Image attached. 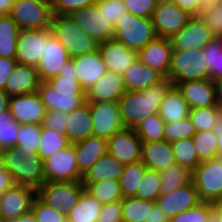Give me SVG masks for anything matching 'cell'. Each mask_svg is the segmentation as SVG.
Returning a JSON list of instances; mask_svg holds the SVG:
<instances>
[{"label":"cell","instance_id":"cell-1","mask_svg":"<svg viewBox=\"0 0 222 222\" xmlns=\"http://www.w3.org/2000/svg\"><path fill=\"white\" fill-rule=\"evenodd\" d=\"M37 92L47 111L69 113L86 103V91L78 81L71 58L60 69L57 77L41 81Z\"/></svg>","mask_w":222,"mask_h":222},{"label":"cell","instance_id":"cell-2","mask_svg":"<svg viewBox=\"0 0 222 222\" xmlns=\"http://www.w3.org/2000/svg\"><path fill=\"white\" fill-rule=\"evenodd\" d=\"M172 85L164 78L160 83L142 91H126L118 100L124 128L135 129L142 120L158 113L160 104Z\"/></svg>","mask_w":222,"mask_h":222},{"label":"cell","instance_id":"cell-3","mask_svg":"<svg viewBox=\"0 0 222 222\" xmlns=\"http://www.w3.org/2000/svg\"><path fill=\"white\" fill-rule=\"evenodd\" d=\"M0 162L13 176L17 185L28 186L36 191L46 181L43 160L38 153L24 156L16 145L4 149Z\"/></svg>","mask_w":222,"mask_h":222},{"label":"cell","instance_id":"cell-4","mask_svg":"<svg viewBox=\"0 0 222 222\" xmlns=\"http://www.w3.org/2000/svg\"><path fill=\"white\" fill-rule=\"evenodd\" d=\"M51 31L68 50L71 58L99 50L100 43L85 33L69 14L53 15Z\"/></svg>","mask_w":222,"mask_h":222},{"label":"cell","instance_id":"cell-5","mask_svg":"<svg viewBox=\"0 0 222 222\" xmlns=\"http://www.w3.org/2000/svg\"><path fill=\"white\" fill-rule=\"evenodd\" d=\"M166 78L174 86L188 81L209 79L210 75L202 49L172 51L170 68Z\"/></svg>","mask_w":222,"mask_h":222},{"label":"cell","instance_id":"cell-6","mask_svg":"<svg viewBox=\"0 0 222 222\" xmlns=\"http://www.w3.org/2000/svg\"><path fill=\"white\" fill-rule=\"evenodd\" d=\"M156 37L151 18L137 17L130 12L120 17L114 26V38L137 52Z\"/></svg>","mask_w":222,"mask_h":222},{"label":"cell","instance_id":"cell-7","mask_svg":"<svg viewBox=\"0 0 222 222\" xmlns=\"http://www.w3.org/2000/svg\"><path fill=\"white\" fill-rule=\"evenodd\" d=\"M84 190L85 186L81 181H45L37 190V196L45 204L67 216Z\"/></svg>","mask_w":222,"mask_h":222},{"label":"cell","instance_id":"cell-8","mask_svg":"<svg viewBox=\"0 0 222 222\" xmlns=\"http://www.w3.org/2000/svg\"><path fill=\"white\" fill-rule=\"evenodd\" d=\"M192 182L201 202H222V158L201 162L193 171Z\"/></svg>","mask_w":222,"mask_h":222},{"label":"cell","instance_id":"cell-9","mask_svg":"<svg viewBox=\"0 0 222 222\" xmlns=\"http://www.w3.org/2000/svg\"><path fill=\"white\" fill-rule=\"evenodd\" d=\"M43 172L46 181H82V175L76 161L75 145L69 144L43 160Z\"/></svg>","mask_w":222,"mask_h":222},{"label":"cell","instance_id":"cell-10","mask_svg":"<svg viewBox=\"0 0 222 222\" xmlns=\"http://www.w3.org/2000/svg\"><path fill=\"white\" fill-rule=\"evenodd\" d=\"M9 16L20 30L51 29L52 10L35 0H15Z\"/></svg>","mask_w":222,"mask_h":222},{"label":"cell","instance_id":"cell-11","mask_svg":"<svg viewBox=\"0 0 222 222\" xmlns=\"http://www.w3.org/2000/svg\"><path fill=\"white\" fill-rule=\"evenodd\" d=\"M191 15L169 0H158L152 14V23L157 37L170 38L188 22Z\"/></svg>","mask_w":222,"mask_h":222},{"label":"cell","instance_id":"cell-12","mask_svg":"<svg viewBox=\"0 0 222 222\" xmlns=\"http://www.w3.org/2000/svg\"><path fill=\"white\" fill-rule=\"evenodd\" d=\"M52 34L51 29L20 30L16 44L17 63L37 67L44 55L45 41Z\"/></svg>","mask_w":222,"mask_h":222},{"label":"cell","instance_id":"cell-13","mask_svg":"<svg viewBox=\"0 0 222 222\" xmlns=\"http://www.w3.org/2000/svg\"><path fill=\"white\" fill-rule=\"evenodd\" d=\"M94 136L110 139L124 129L118 101L90 103Z\"/></svg>","mask_w":222,"mask_h":222},{"label":"cell","instance_id":"cell-14","mask_svg":"<svg viewBox=\"0 0 222 222\" xmlns=\"http://www.w3.org/2000/svg\"><path fill=\"white\" fill-rule=\"evenodd\" d=\"M214 36L199 15L191 16L187 24L169 38L172 51L203 49Z\"/></svg>","mask_w":222,"mask_h":222},{"label":"cell","instance_id":"cell-15","mask_svg":"<svg viewBox=\"0 0 222 222\" xmlns=\"http://www.w3.org/2000/svg\"><path fill=\"white\" fill-rule=\"evenodd\" d=\"M90 37L99 43L114 38V26L107 22L99 7L95 4L75 10L69 14Z\"/></svg>","mask_w":222,"mask_h":222},{"label":"cell","instance_id":"cell-16","mask_svg":"<svg viewBox=\"0 0 222 222\" xmlns=\"http://www.w3.org/2000/svg\"><path fill=\"white\" fill-rule=\"evenodd\" d=\"M9 111L14 120L20 125H42L47 112L45 105L41 102L38 92L11 96Z\"/></svg>","mask_w":222,"mask_h":222},{"label":"cell","instance_id":"cell-17","mask_svg":"<svg viewBox=\"0 0 222 222\" xmlns=\"http://www.w3.org/2000/svg\"><path fill=\"white\" fill-rule=\"evenodd\" d=\"M37 191L28 186L15 185L0 195V212L4 220L17 219L31 210Z\"/></svg>","mask_w":222,"mask_h":222},{"label":"cell","instance_id":"cell-18","mask_svg":"<svg viewBox=\"0 0 222 222\" xmlns=\"http://www.w3.org/2000/svg\"><path fill=\"white\" fill-rule=\"evenodd\" d=\"M155 202L163 213L171 219L190 208L196 207L201 203V200L192 182L168 194L160 195Z\"/></svg>","mask_w":222,"mask_h":222},{"label":"cell","instance_id":"cell-19","mask_svg":"<svg viewBox=\"0 0 222 222\" xmlns=\"http://www.w3.org/2000/svg\"><path fill=\"white\" fill-rule=\"evenodd\" d=\"M99 52L107 71L124 75L133 62L138 58V52L126 47L115 38L99 44Z\"/></svg>","mask_w":222,"mask_h":222},{"label":"cell","instance_id":"cell-20","mask_svg":"<svg viewBox=\"0 0 222 222\" xmlns=\"http://www.w3.org/2000/svg\"><path fill=\"white\" fill-rule=\"evenodd\" d=\"M142 140L134 129L124 128L108 139V153L124 165L141 160Z\"/></svg>","mask_w":222,"mask_h":222},{"label":"cell","instance_id":"cell-21","mask_svg":"<svg viewBox=\"0 0 222 222\" xmlns=\"http://www.w3.org/2000/svg\"><path fill=\"white\" fill-rule=\"evenodd\" d=\"M177 88L190 109L219 106L216 85L210 78L179 83Z\"/></svg>","mask_w":222,"mask_h":222},{"label":"cell","instance_id":"cell-22","mask_svg":"<svg viewBox=\"0 0 222 222\" xmlns=\"http://www.w3.org/2000/svg\"><path fill=\"white\" fill-rule=\"evenodd\" d=\"M68 50L53 34L45 41L44 55L37 66L40 81L57 77L60 69L70 59Z\"/></svg>","mask_w":222,"mask_h":222},{"label":"cell","instance_id":"cell-23","mask_svg":"<svg viewBox=\"0 0 222 222\" xmlns=\"http://www.w3.org/2000/svg\"><path fill=\"white\" fill-rule=\"evenodd\" d=\"M171 56V42L169 38L163 37H156L138 51V59L143 64L160 72L165 78L170 68Z\"/></svg>","mask_w":222,"mask_h":222},{"label":"cell","instance_id":"cell-24","mask_svg":"<svg viewBox=\"0 0 222 222\" xmlns=\"http://www.w3.org/2000/svg\"><path fill=\"white\" fill-rule=\"evenodd\" d=\"M71 59L75 65L78 81L85 91L107 73L106 65L103 62L99 50L96 52L85 53Z\"/></svg>","mask_w":222,"mask_h":222},{"label":"cell","instance_id":"cell-25","mask_svg":"<svg viewBox=\"0 0 222 222\" xmlns=\"http://www.w3.org/2000/svg\"><path fill=\"white\" fill-rule=\"evenodd\" d=\"M40 82L37 67L17 63L6 80L4 91L10 97L32 94L38 91Z\"/></svg>","mask_w":222,"mask_h":222},{"label":"cell","instance_id":"cell-26","mask_svg":"<svg viewBox=\"0 0 222 222\" xmlns=\"http://www.w3.org/2000/svg\"><path fill=\"white\" fill-rule=\"evenodd\" d=\"M125 92L123 76L107 71L86 91V102L118 101Z\"/></svg>","mask_w":222,"mask_h":222},{"label":"cell","instance_id":"cell-27","mask_svg":"<svg viewBox=\"0 0 222 222\" xmlns=\"http://www.w3.org/2000/svg\"><path fill=\"white\" fill-rule=\"evenodd\" d=\"M147 169L162 172L176 163L171 143L166 140L142 142L141 160Z\"/></svg>","mask_w":222,"mask_h":222},{"label":"cell","instance_id":"cell-28","mask_svg":"<svg viewBox=\"0 0 222 222\" xmlns=\"http://www.w3.org/2000/svg\"><path fill=\"white\" fill-rule=\"evenodd\" d=\"M74 145L77 165L82 176L102 155L108 153V139L102 137L91 136Z\"/></svg>","mask_w":222,"mask_h":222},{"label":"cell","instance_id":"cell-29","mask_svg":"<svg viewBox=\"0 0 222 222\" xmlns=\"http://www.w3.org/2000/svg\"><path fill=\"white\" fill-rule=\"evenodd\" d=\"M165 77L155 69L143 64L138 58L123 75L126 91H142L160 83Z\"/></svg>","mask_w":222,"mask_h":222},{"label":"cell","instance_id":"cell-30","mask_svg":"<svg viewBox=\"0 0 222 222\" xmlns=\"http://www.w3.org/2000/svg\"><path fill=\"white\" fill-rule=\"evenodd\" d=\"M66 136L71 144L94 136L90 103L86 102L81 107L68 113Z\"/></svg>","mask_w":222,"mask_h":222},{"label":"cell","instance_id":"cell-31","mask_svg":"<svg viewBox=\"0 0 222 222\" xmlns=\"http://www.w3.org/2000/svg\"><path fill=\"white\" fill-rule=\"evenodd\" d=\"M124 164L115 156L106 153L102 155L92 167L83 175L82 184L86 187L89 183L102 180L119 181L124 170Z\"/></svg>","mask_w":222,"mask_h":222},{"label":"cell","instance_id":"cell-32","mask_svg":"<svg viewBox=\"0 0 222 222\" xmlns=\"http://www.w3.org/2000/svg\"><path fill=\"white\" fill-rule=\"evenodd\" d=\"M190 108L177 86L172 85L166 92L158 111L165 122H176L189 117Z\"/></svg>","mask_w":222,"mask_h":222},{"label":"cell","instance_id":"cell-33","mask_svg":"<svg viewBox=\"0 0 222 222\" xmlns=\"http://www.w3.org/2000/svg\"><path fill=\"white\" fill-rule=\"evenodd\" d=\"M102 205L95 197L84 190L76 205L66 216L67 222H96Z\"/></svg>","mask_w":222,"mask_h":222},{"label":"cell","instance_id":"cell-34","mask_svg":"<svg viewBox=\"0 0 222 222\" xmlns=\"http://www.w3.org/2000/svg\"><path fill=\"white\" fill-rule=\"evenodd\" d=\"M192 175V171L180 166L178 163L160 172L161 195L168 194L177 188L192 183Z\"/></svg>","mask_w":222,"mask_h":222},{"label":"cell","instance_id":"cell-35","mask_svg":"<svg viewBox=\"0 0 222 222\" xmlns=\"http://www.w3.org/2000/svg\"><path fill=\"white\" fill-rule=\"evenodd\" d=\"M19 31L9 15L0 16V57L15 58Z\"/></svg>","mask_w":222,"mask_h":222},{"label":"cell","instance_id":"cell-36","mask_svg":"<svg viewBox=\"0 0 222 222\" xmlns=\"http://www.w3.org/2000/svg\"><path fill=\"white\" fill-rule=\"evenodd\" d=\"M146 170L147 167L141 161L124 166L123 173L119 179L123 198L136 195L137 188L140 185Z\"/></svg>","mask_w":222,"mask_h":222},{"label":"cell","instance_id":"cell-37","mask_svg":"<svg viewBox=\"0 0 222 222\" xmlns=\"http://www.w3.org/2000/svg\"><path fill=\"white\" fill-rule=\"evenodd\" d=\"M154 202L136 197H124L121 200L123 222H148L149 211Z\"/></svg>","mask_w":222,"mask_h":222},{"label":"cell","instance_id":"cell-38","mask_svg":"<svg viewBox=\"0 0 222 222\" xmlns=\"http://www.w3.org/2000/svg\"><path fill=\"white\" fill-rule=\"evenodd\" d=\"M176 163L194 171L201 163L195 151L192 138H182L171 143Z\"/></svg>","mask_w":222,"mask_h":222},{"label":"cell","instance_id":"cell-39","mask_svg":"<svg viewBox=\"0 0 222 222\" xmlns=\"http://www.w3.org/2000/svg\"><path fill=\"white\" fill-rule=\"evenodd\" d=\"M85 190L95 197L100 203H112L123 199L119 181L102 180L89 183Z\"/></svg>","mask_w":222,"mask_h":222},{"label":"cell","instance_id":"cell-40","mask_svg":"<svg viewBox=\"0 0 222 222\" xmlns=\"http://www.w3.org/2000/svg\"><path fill=\"white\" fill-rule=\"evenodd\" d=\"M69 144L68 138L65 134H62L53 129H47L41 125V137H40V147L38 154L41 156L42 160L50 157L57 151L63 150Z\"/></svg>","mask_w":222,"mask_h":222},{"label":"cell","instance_id":"cell-41","mask_svg":"<svg viewBox=\"0 0 222 222\" xmlns=\"http://www.w3.org/2000/svg\"><path fill=\"white\" fill-rule=\"evenodd\" d=\"M202 51L210 79H222V38H213Z\"/></svg>","mask_w":222,"mask_h":222},{"label":"cell","instance_id":"cell-42","mask_svg":"<svg viewBox=\"0 0 222 222\" xmlns=\"http://www.w3.org/2000/svg\"><path fill=\"white\" fill-rule=\"evenodd\" d=\"M41 137V125L22 124L17 134L16 146L20 148V152L25 156L38 153Z\"/></svg>","mask_w":222,"mask_h":222},{"label":"cell","instance_id":"cell-43","mask_svg":"<svg viewBox=\"0 0 222 222\" xmlns=\"http://www.w3.org/2000/svg\"><path fill=\"white\" fill-rule=\"evenodd\" d=\"M165 121L158 113L142 120L134 129L142 142H154L164 140Z\"/></svg>","mask_w":222,"mask_h":222},{"label":"cell","instance_id":"cell-44","mask_svg":"<svg viewBox=\"0 0 222 222\" xmlns=\"http://www.w3.org/2000/svg\"><path fill=\"white\" fill-rule=\"evenodd\" d=\"M192 139L200 162L218 157L217 135L212 130L196 132Z\"/></svg>","mask_w":222,"mask_h":222},{"label":"cell","instance_id":"cell-45","mask_svg":"<svg viewBox=\"0 0 222 222\" xmlns=\"http://www.w3.org/2000/svg\"><path fill=\"white\" fill-rule=\"evenodd\" d=\"M160 172L147 169L134 197L155 202L161 195Z\"/></svg>","mask_w":222,"mask_h":222},{"label":"cell","instance_id":"cell-46","mask_svg":"<svg viewBox=\"0 0 222 222\" xmlns=\"http://www.w3.org/2000/svg\"><path fill=\"white\" fill-rule=\"evenodd\" d=\"M221 114L220 106L190 109L189 118L197 132L212 130L215 121Z\"/></svg>","mask_w":222,"mask_h":222},{"label":"cell","instance_id":"cell-47","mask_svg":"<svg viewBox=\"0 0 222 222\" xmlns=\"http://www.w3.org/2000/svg\"><path fill=\"white\" fill-rule=\"evenodd\" d=\"M214 38H222V1L218 0L211 4H207L201 9L199 15Z\"/></svg>","mask_w":222,"mask_h":222},{"label":"cell","instance_id":"cell-48","mask_svg":"<svg viewBox=\"0 0 222 222\" xmlns=\"http://www.w3.org/2000/svg\"><path fill=\"white\" fill-rule=\"evenodd\" d=\"M20 124L17 123L9 110L0 113V146L4 150L16 145Z\"/></svg>","mask_w":222,"mask_h":222},{"label":"cell","instance_id":"cell-49","mask_svg":"<svg viewBox=\"0 0 222 222\" xmlns=\"http://www.w3.org/2000/svg\"><path fill=\"white\" fill-rule=\"evenodd\" d=\"M196 132L189 117L172 123L165 122L164 140L172 143L182 138H192Z\"/></svg>","mask_w":222,"mask_h":222},{"label":"cell","instance_id":"cell-50","mask_svg":"<svg viewBox=\"0 0 222 222\" xmlns=\"http://www.w3.org/2000/svg\"><path fill=\"white\" fill-rule=\"evenodd\" d=\"M214 210V204L201 202L196 207L170 219V222H208L210 213Z\"/></svg>","mask_w":222,"mask_h":222},{"label":"cell","instance_id":"cell-51","mask_svg":"<svg viewBox=\"0 0 222 222\" xmlns=\"http://www.w3.org/2000/svg\"><path fill=\"white\" fill-rule=\"evenodd\" d=\"M31 210L37 222H67L65 215L45 204L38 196L34 198Z\"/></svg>","mask_w":222,"mask_h":222},{"label":"cell","instance_id":"cell-52","mask_svg":"<svg viewBox=\"0 0 222 222\" xmlns=\"http://www.w3.org/2000/svg\"><path fill=\"white\" fill-rule=\"evenodd\" d=\"M96 5L103 13L107 22L113 26L117 23L118 19L128 12L122 0H96Z\"/></svg>","mask_w":222,"mask_h":222},{"label":"cell","instance_id":"cell-53","mask_svg":"<svg viewBox=\"0 0 222 222\" xmlns=\"http://www.w3.org/2000/svg\"><path fill=\"white\" fill-rule=\"evenodd\" d=\"M128 12L137 17L151 18L158 0H122Z\"/></svg>","mask_w":222,"mask_h":222},{"label":"cell","instance_id":"cell-54","mask_svg":"<svg viewBox=\"0 0 222 222\" xmlns=\"http://www.w3.org/2000/svg\"><path fill=\"white\" fill-rule=\"evenodd\" d=\"M96 0H55L52 7L53 15H66L71 12L91 6Z\"/></svg>","mask_w":222,"mask_h":222},{"label":"cell","instance_id":"cell-55","mask_svg":"<svg viewBox=\"0 0 222 222\" xmlns=\"http://www.w3.org/2000/svg\"><path fill=\"white\" fill-rule=\"evenodd\" d=\"M68 113L62 111H47L42 127L56 130L66 135Z\"/></svg>","mask_w":222,"mask_h":222},{"label":"cell","instance_id":"cell-56","mask_svg":"<svg viewBox=\"0 0 222 222\" xmlns=\"http://www.w3.org/2000/svg\"><path fill=\"white\" fill-rule=\"evenodd\" d=\"M96 222H123L121 200L103 204Z\"/></svg>","mask_w":222,"mask_h":222},{"label":"cell","instance_id":"cell-57","mask_svg":"<svg viewBox=\"0 0 222 222\" xmlns=\"http://www.w3.org/2000/svg\"><path fill=\"white\" fill-rule=\"evenodd\" d=\"M16 64L15 58L0 57V90H4L6 80Z\"/></svg>","mask_w":222,"mask_h":222},{"label":"cell","instance_id":"cell-58","mask_svg":"<svg viewBox=\"0 0 222 222\" xmlns=\"http://www.w3.org/2000/svg\"><path fill=\"white\" fill-rule=\"evenodd\" d=\"M175 3L179 8L188 12L191 16L200 15L201 9L199 0H169Z\"/></svg>","mask_w":222,"mask_h":222},{"label":"cell","instance_id":"cell-59","mask_svg":"<svg viewBox=\"0 0 222 222\" xmlns=\"http://www.w3.org/2000/svg\"><path fill=\"white\" fill-rule=\"evenodd\" d=\"M15 185L16 183L14 182L13 176L0 162V195Z\"/></svg>","mask_w":222,"mask_h":222},{"label":"cell","instance_id":"cell-60","mask_svg":"<svg viewBox=\"0 0 222 222\" xmlns=\"http://www.w3.org/2000/svg\"><path fill=\"white\" fill-rule=\"evenodd\" d=\"M148 222H170V219L163 213L157 203L154 202L151 211H149Z\"/></svg>","mask_w":222,"mask_h":222},{"label":"cell","instance_id":"cell-61","mask_svg":"<svg viewBox=\"0 0 222 222\" xmlns=\"http://www.w3.org/2000/svg\"><path fill=\"white\" fill-rule=\"evenodd\" d=\"M3 222H37V219L35 215L33 214L32 210H30L27 213L18 217L17 219L4 220Z\"/></svg>","mask_w":222,"mask_h":222},{"label":"cell","instance_id":"cell-62","mask_svg":"<svg viewBox=\"0 0 222 222\" xmlns=\"http://www.w3.org/2000/svg\"><path fill=\"white\" fill-rule=\"evenodd\" d=\"M10 96L4 91L0 90V113L9 110Z\"/></svg>","mask_w":222,"mask_h":222},{"label":"cell","instance_id":"cell-63","mask_svg":"<svg viewBox=\"0 0 222 222\" xmlns=\"http://www.w3.org/2000/svg\"><path fill=\"white\" fill-rule=\"evenodd\" d=\"M15 0H0V16L9 15Z\"/></svg>","mask_w":222,"mask_h":222},{"label":"cell","instance_id":"cell-64","mask_svg":"<svg viewBox=\"0 0 222 222\" xmlns=\"http://www.w3.org/2000/svg\"><path fill=\"white\" fill-rule=\"evenodd\" d=\"M218 103H222V79L215 81Z\"/></svg>","mask_w":222,"mask_h":222},{"label":"cell","instance_id":"cell-65","mask_svg":"<svg viewBox=\"0 0 222 222\" xmlns=\"http://www.w3.org/2000/svg\"><path fill=\"white\" fill-rule=\"evenodd\" d=\"M212 131L214 133H222V114H220L215 121Z\"/></svg>","mask_w":222,"mask_h":222},{"label":"cell","instance_id":"cell-66","mask_svg":"<svg viewBox=\"0 0 222 222\" xmlns=\"http://www.w3.org/2000/svg\"><path fill=\"white\" fill-rule=\"evenodd\" d=\"M217 135L218 157L222 158V133H215Z\"/></svg>","mask_w":222,"mask_h":222},{"label":"cell","instance_id":"cell-67","mask_svg":"<svg viewBox=\"0 0 222 222\" xmlns=\"http://www.w3.org/2000/svg\"><path fill=\"white\" fill-rule=\"evenodd\" d=\"M214 211L218 214L219 222H222V202L214 203Z\"/></svg>","mask_w":222,"mask_h":222},{"label":"cell","instance_id":"cell-68","mask_svg":"<svg viewBox=\"0 0 222 222\" xmlns=\"http://www.w3.org/2000/svg\"><path fill=\"white\" fill-rule=\"evenodd\" d=\"M37 3L48 6L51 10L54 5L55 0H35Z\"/></svg>","mask_w":222,"mask_h":222},{"label":"cell","instance_id":"cell-69","mask_svg":"<svg viewBox=\"0 0 222 222\" xmlns=\"http://www.w3.org/2000/svg\"><path fill=\"white\" fill-rule=\"evenodd\" d=\"M208 222H219L218 214L214 210L210 213Z\"/></svg>","mask_w":222,"mask_h":222},{"label":"cell","instance_id":"cell-70","mask_svg":"<svg viewBox=\"0 0 222 222\" xmlns=\"http://www.w3.org/2000/svg\"><path fill=\"white\" fill-rule=\"evenodd\" d=\"M199 1H200V5H201L202 7H204V6H206L207 4H211V3L216 2V1H218V0H199Z\"/></svg>","mask_w":222,"mask_h":222},{"label":"cell","instance_id":"cell-71","mask_svg":"<svg viewBox=\"0 0 222 222\" xmlns=\"http://www.w3.org/2000/svg\"><path fill=\"white\" fill-rule=\"evenodd\" d=\"M3 221H4V218H3L2 213L0 212V222H3Z\"/></svg>","mask_w":222,"mask_h":222},{"label":"cell","instance_id":"cell-72","mask_svg":"<svg viewBox=\"0 0 222 222\" xmlns=\"http://www.w3.org/2000/svg\"><path fill=\"white\" fill-rule=\"evenodd\" d=\"M3 149L1 148V146H0V158H1V156H2V153H3Z\"/></svg>","mask_w":222,"mask_h":222},{"label":"cell","instance_id":"cell-73","mask_svg":"<svg viewBox=\"0 0 222 222\" xmlns=\"http://www.w3.org/2000/svg\"><path fill=\"white\" fill-rule=\"evenodd\" d=\"M219 106H220V111H221V114H222V103H218Z\"/></svg>","mask_w":222,"mask_h":222}]
</instances>
